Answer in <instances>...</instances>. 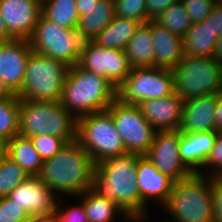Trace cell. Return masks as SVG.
I'll return each mask as SVG.
<instances>
[{
	"instance_id": "cell-45",
	"label": "cell",
	"mask_w": 222,
	"mask_h": 222,
	"mask_svg": "<svg viewBox=\"0 0 222 222\" xmlns=\"http://www.w3.org/2000/svg\"><path fill=\"white\" fill-rule=\"evenodd\" d=\"M8 157V141L0 138V164Z\"/></svg>"
},
{
	"instance_id": "cell-21",
	"label": "cell",
	"mask_w": 222,
	"mask_h": 222,
	"mask_svg": "<svg viewBox=\"0 0 222 222\" xmlns=\"http://www.w3.org/2000/svg\"><path fill=\"white\" fill-rule=\"evenodd\" d=\"M155 67L173 69L184 57L182 37L151 20Z\"/></svg>"
},
{
	"instance_id": "cell-14",
	"label": "cell",
	"mask_w": 222,
	"mask_h": 222,
	"mask_svg": "<svg viewBox=\"0 0 222 222\" xmlns=\"http://www.w3.org/2000/svg\"><path fill=\"white\" fill-rule=\"evenodd\" d=\"M137 184L141 197V221L145 219L147 202L153 200L162 205L167 203L174 180L160 172L145 155L137 159Z\"/></svg>"
},
{
	"instance_id": "cell-36",
	"label": "cell",
	"mask_w": 222,
	"mask_h": 222,
	"mask_svg": "<svg viewBox=\"0 0 222 222\" xmlns=\"http://www.w3.org/2000/svg\"><path fill=\"white\" fill-rule=\"evenodd\" d=\"M208 166L213 167L211 172H209L211 174L208 176L222 177V132H218L214 146L204 162L203 169Z\"/></svg>"
},
{
	"instance_id": "cell-41",
	"label": "cell",
	"mask_w": 222,
	"mask_h": 222,
	"mask_svg": "<svg viewBox=\"0 0 222 222\" xmlns=\"http://www.w3.org/2000/svg\"><path fill=\"white\" fill-rule=\"evenodd\" d=\"M215 131L222 132V92L218 94L215 110Z\"/></svg>"
},
{
	"instance_id": "cell-43",
	"label": "cell",
	"mask_w": 222,
	"mask_h": 222,
	"mask_svg": "<svg viewBox=\"0 0 222 222\" xmlns=\"http://www.w3.org/2000/svg\"><path fill=\"white\" fill-rule=\"evenodd\" d=\"M98 1L99 0H76L79 15H84V10L90 9L94 5H97Z\"/></svg>"
},
{
	"instance_id": "cell-28",
	"label": "cell",
	"mask_w": 222,
	"mask_h": 222,
	"mask_svg": "<svg viewBox=\"0 0 222 222\" xmlns=\"http://www.w3.org/2000/svg\"><path fill=\"white\" fill-rule=\"evenodd\" d=\"M42 14L60 27L77 29L79 13L76 0H43Z\"/></svg>"
},
{
	"instance_id": "cell-31",
	"label": "cell",
	"mask_w": 222,
	"mask_h": 222,
	"mask_svg": "<svg viewBox=\"0 0 222 222\" xmlns=\"http://www.w3.org/2000/svg\"><path fill=\"white\" fill-rule=\"evenodd\" d=\"M28 177L30 176L16 162L7 157L0 164V198L8 196Z\"/></svg>"
},
{
	"instance_id": "cell-42",
	"label": "cell",
	"mask_w": 222,
	"mask_h": 222,
	"mask_svg": "<svg viewBox=\"0 0 222 222\" xmlns=\"http://www.w3.org/2000/svg\"><path fill=\"white\" fill-rule=\"evenodd\" d=\"M30 222H60V218L55 211L45 215L32 216Z\"/></svg>"
},
{
	"instance_id": "cell-34",
	"label": "cell",
	"mask_w": 222,
	"mask_h": 222,
	"mask_svg": "<svg viewBox=\"0 0 222 222\" xmlns=\"http://www.w3.org/2000/svg\"><path fill=\"white\" fill-rule=\"evenodd\" d=\"M31 216L7 196L0 198V222H30Z\"/></svg>"
},
{
	"instance_id": "cell-23",
	"label": "cell",
	"mask_w": 222,
	"mask_h": 222,
	"mask_svg": "<svg viewBox=\"0 0 222 222\" xmlns=\"http://www.w3.org/2000/svg\"><path fill=\"white\" fill-rule=\"evenodd\" d=\"M114 18V0H99L79 17L77 31L85 41H93Z\"/></svg>"
},
{
	"instance_id": "cell-12",
	"label": "cell",
	"mask_w": 222,
	"mask_h": 222,
	"mask_svg": "<svg viewBox=\"0 0 222 222\" xmlns=\"http://www.w3.org/2000/svg\"><path fill=\"white\" fill-rule=\"evenodd\" d=\"M78 65L107 78L116 88L131 70L125 50L105 48L94 41H85Z\"/></svg>"
},
{
	"instance_id": "cell-3",
	"label": "cell",
	"mask_w": 222,
	"mask_h": 222,
	"mask_svg": "<svg viewBox=\"0 0 222 222\" xmlns=\"http://www.w3.org/2000/svg\"><path fill=\"white\" fill-rule=\"evenodd\" d=\"M116 98L117 88L107 78L78 64L69 67L60 102L75 118L105 111Z\"/></svg>"
},
{
	"instance_id": "cell-11",
	"label": "cell",
	"mask_w": 222,
	"mask_h": 222,
	"mask_svg": "<svg viewBox=\"0 0 222 222\" xmlns=\"http://www.w3.org/2000/svg\"><path fill=\"white\" fill-rule=\"evenodd\" d=\"M174 92L172 69L135 68L130 70L124 82L117 88V98L124 103L138 105L143 100L164 98Z\"/></svg>"
},
{
	"instance_id": "cell-35",
	"label": "cell",
	"mask_w": 222,
	"mask_h": 222,
	"mask_svg": "<svg viewBox=\"0 0 222 222\" xmlns=\"http://www.w3.org/2000/svg\"><path fill=\"white\" fill-rule=\"evenodd\" d=\"M192 24L202 22L216 5V0H180Z\"/></svg>"
},
{
	"instance_id": "cell-18",
	"label": "cell",
	"mask_w": 222,
	"mask_h": 222,
	"mask_svg": "<svg viewBox=\"0 0 222 222\" xmlns=\"http://www.w3.org/2000/svg\"><path fill=\"white\" fill-rule=\"evenodd\" d=\"M184 100L177 94L146 99L138 104L143 116L157 131L179 130Z\"/></svg>"
},
{
	"instance_id": "cell-25",
	"label": "cell",
	"mask_w": 222,
	"mask_h": 222,
	"mask_svg": "<svg viewBox=\"0 0 222 222\" xmlns=\"http://www.w3.org/2000/svg\"><path fill=\"white\" fill-rule=\"evenodd\" d=\"M8 157L16 162L29 176L39 175L43 159L30 138L16 135L8 141Z\"/></svg>"
},
{
	"instance_id": "cell-24",
	"label": "cell",
	"mask_w": 222,
	"mask_h": 222,
	"mask_svg": "<svg viewBox=\"0 0 222 222\" xmlns=\"http://www.w3.org/2000/svg\"><path fill=\"white\" fill-rule=\"evenodd\" d=\"M140 25L133 19L115 17L93 41L105 48L125 50Z\"/></svg>"
},
{
	"instance_id": "cell-8",
	"label": "cell",
	"mask_w": 222,
	"mask_h": 222,
	"mask_svg": "<svg viewBox=\"0 0 222 222\" xmlns=\"http://www.w3.org/2000/svg\"><path fill=\"white\" fill-rule=\"evenodd\" d=\"M76 141L95 164L126 153L112 115L107 110L77 118Z\"/></svg>"
},
{
	"instance_id": "cell-1",
	"label": "cell",
	"mask_w": 222,
	"mask_h": 222,
	"mask_svg": "<svg viewBox=\"0 0 222 222\" xmlns=\"http://www.w3.org/2000/svg\"><path fill=\"white\" fill-rule=\"evenodd\" d=\"M138 154L123 153L95 165L91 189L115 202L132 221H141V197L137 184Z\"/></svg>"
},
{
	"instance_id": "cell-6",
	"label": "cell",
	"mask_w": 222,
	"mask_h": 222,
	"mask_svg": "<svg viewBox=\"0 0 222 222\" xmlns=\"http://www.w3.org/2000/svg\"><path fill=\"white\" fill-rule=\"evenodd\" d=\"M172 72L175 93L184 101L222 92V63L213 56L184 55Z\"/></svg>"
},
{
	"instance_id": "cell-19",
	"label": "cell",
	"mask_w": 222,
	"mask_h": 222,
	"mask_svg": "<svg viewBox=\"0 0 222 222\" xmlns=\"http://www.w3.org/2000/svg\"><path fill=\"white\" fill-rule=\"evenodd\" d=\"M218 94H208L184 101L180 132L215 131Z\"/></svg>"
},
{
	"instance_id": "cell-22",
	"label": "cell",
	"mask_w": 222,
	"mask_h": 222,
	"mask_svg": "<svg viewBox=\"0 0 222 222\" xmlns=\"http://www.w3.org/2000/svg\"><path fill=\"white\" fill-rule=\"evenodd\" d=\"M131 69L155 67L151 20L142 23L125 49Z\"/></svg>"
},
{
	"instance_id": "cell-10",
	"label": "cell",
	"mask_w": 222,
	"mask_h": 222,
	"mask_svg": "<svg viewBox=\"0 0 222 222\" xmlns=\"http://www.w3.org/2000/svg\"><path fill=\"white\" fill-rule=\"evenodd\" d=\"M107 111L112 115L126 152L146 155L157 130L143 116L139 106L116 98Z\"/></svg>"
},
{
	"instance_id": "cell-44",
	"label": "cell",
	"mask_w": 222,
	"mask_h": 222,
	"mask_svg": "<svg viewBox=\"0 0 222 222\" xmlns=\"http://www.w3.org/2000/svg\"><path fill=\"white\" fill-rule=\"evenodd\" d=\"M14 38L9 34L3 19L0 16V43L9 42Z\"/></svg>"
},
{
	"instance_id": "cell-30",
	"label": "cell",
	"mask_w": 222,
	"mask_h": 222,
	"mask_svg": "<svg viewBox=\"0 0 222 222\" xmlns=\"http://www.w3.org/2000/svg\"><path fill=\"white\" fill-rule=\"evenodd\" d=\"M154 21L170 32L181 37H183L192 26L191 19L180 0L170 5L165 11L156 17Z\"/></svg>"
},
{
	"instance_id": "cell-27",
	"label": "cell",
	"mask_w": 222,
	"mask_h": 222,
	"mask_svg": "<svg viewBox=\"0 0 222 222\" xmlns=\"http://www.w3.org/2000/svg\"><path fill=\"white\" fill-rule=\"evenodd\" d=\"M77 196L82 199L88 222H112L114 216L120 213L132 221L115 202L100 197L91 188Z\"/></svg>"
},
{
	"instance_id": "cell-16",
	"label": "cell",
	"mask_w": 222,
	"mask_h": 222,
	"mask_svg": "<svg viewBox=\"0 0 222 222\" xmlns=\"http://www.w3.org/2000/svg\"><path fill=\"white\" fill-rule=\"evenodd\" d=\"M32 52L26 39L0 43V77L13 94L22 89L27 61Z\"/></svg>"
},
{
	"instance_id": "cell-38",
	"label": "cell",
	"mask_w": 222,
	"mask_h": 222,
	"mask_svg": "<svg viewBox=\"0 0 222 222\" xmlns=\"http://www.w3.org/2000/svg\"><path fill=\"white\" fill-rule=\"evenodd\" d=\"M214 221L222 222V177H211Z\"/></svg>"
},
{
	"instance_id": "cell-33",
	"label": "cell",
	"mask_w": 222,
	"mask_h": 222,
	"mask_svg": "<svg viewBox=\"0 0 222 222\" xmlns=\"http://www.w3.org/2000/svg\"><path fill=\"white\" fill-rule=\"evenodd\" d=\"M30 139L43 160L53 157L67 144L62 138L47 134L32 136Z\"/></svg>"
},
{
	"instance_id": "cell-9",
	"label": "cell",
	"mask_w": 222,
	"mask_h": 222,
	"mask_svg": "<svg viewBox=\"0 0 222 222\" xmlns=\"http://www.w3.org/2000/svg\"><path fill=\"white\" fill-rule=\"evenodd\" d=\"M33 52L60 60L69 67L78 64L85 40L77 29H66L40 14L28 39Z\"/></svg>"
},
{
	"instance_id": "cell-15",
	"label": "cell",
	"mask_w": 222,
	"mask_h": 222,
	"mask_svg": "<svg viewBox=\"0 0 222 222\" xmlns=\"http://www.w3.org/2000/svg\"><path fill=\"white\" fill-rule=\"evenodd\" d=\"M41 13L40 0H0V16L14 39L28 40Z\"/></svg>"
},
{
	"instance_id": "cell-4",
	"label": "cell",
	"mask_w": 222,
	"mask_h": 222,
	"mask_svg": "<svg viewBox=\"0 0 222 222\" xmlns=\"http://www.w3.org/2000/svg\"><path fill=\"white\" fill-rule=\"evenodd\" d=\"M77 118L60 101L21 99L19 132L23 137L51 135L66 143L76 141Z\"/></svg>"
},
{
	"instance_id": "cell-48",
	"label": "cell",
	"mask_w": 222,
	"mask_h": 222,
	"mask_svg": "<svg viewBox=\"0 0 222 222\" xmlns=\"http://www.w3.org/2000/svg\"><path fill=\"white\" fill-rule=\"evenodd\" d=\"M217 3L222 4V0H216Z\"/></svg>"
},
{
	"instance_id": "cell-29",
	"label": "cell",
	"mask_w": 222,
	"mask_h": 222,
	"mask_svg": "<svg viewBox=\"0 0 222 222\" xmlns=\"http://www.w3.org/2000/svg\"><path fill=\"white\" fill-rule=\"evenodd\" d=\"M21 99L17 94L0 99V138L10 141L19 132Z\"/></svg>"
},
{
	"instance_id": "cell-46",
	"label": "cell",
	"mask_w": 222,
	"mask_h": 222,
	"mask_svg": "<svg viewBox=\"0 0 222 222\" xmlns=\"http://www.w3.org/2000/svg\"><path fill=\"white\" fill-rule=\"evenodd\" d=\"M213 57L222 63V36L217 40Z\"/></svg>"
},
{
	"instance_id": "cell-40",
	"label": "cell",
	"mask_w": 222,
	"mask_h": 222,
	"mask_svg": "<svg viewBox=\"0 0 222 222\" xmlns=\"http://www.w3.org/2000/svg\"><path fill=\"white\" fill-rule=\"evenodd\" d=\"M178 0H146L147 21L154 20Z\"/></svg>"
},
{
	"instance_id": "cell-5",
	"label": "cell",
	"mask_w": 222,
	"mask_h": 222,
	"mask_svg": "<svg viewBox=\"0 0 222 222\" xmlns=\"http://www.w3.org/2000/svg\"><path fill=\"white\" fill-rule=\"evenodd\" d=\"M163 207L175 222H215L211 177L193 173L174 182Z\"/></svg>"
},
{
	"instance_id": "cell-39",
	"label": "cell",
	"mask_w": 222,
	"mask_h": 222,
	"mask_svg": "<svg viewBox=\"0 0 222 222\" xmlns=\"http://www.w3.org/2000/svg\"><path fill=\"white\" fill-rule=\"evenodd\" d=\"M213 34L220 38L222 36V4L216 3L209 15L203 20Z\"/></svg>"
},
{
	"instance_id": "cell-2",
	"label": "cell",
	"mask_w": 222,
	"mask_h": 222,
	"mask_svg": "<svg viewBox=\"0 0 222 222\" xmlns=\"http://www.w3.org/2000/svg\"><path fill=\"white\" fill-rule=\"evenodd\" d=\"M95 165L88 152L73 141L53 157L43 160L38 178L56 194L75 197L92 187Z\"/></svg>"
},
{
	"instance_id": "cell-32",
	"label": "cell",
	"mask_w": 222,
	"mask_h": 222,
	"mask_svg": "<svg viewBox=\"0 0 222 222\" xmlns=\"http://www.w3.org/2000/svg\"><path fill=\"white\" fill-rule=\"evenodd\" d=\"M115 17L147 22L146 0H114Z\"/></svg>"
},
{
	"instance_id": "cell-7",
	"label": "cell",
	"mask_w": 222,
	"mask_h": 222,
	"mask_svg": "<svg viewBox=\"0 0 222 222\" xmlns=\"http://www.w3.org/2000/svg\"><path fill=\"white\" fill-rule=\"evenodd\" d=\"M68 70L64 62L32 52L17 96L25 100L60 101Z\"/></svg>"
},
{
	"instance_id": "cell-20",
	"label": "cell",
	"mask_w": 222,
	"mask_h": 222,
	"mask_svg": "<svg viewBox=\"0 0 222 222\" xmlns=\"http://www.w3.org/2000/svg\"><path fill=\"white\" fill-rule=\"evenodd\" d=\"M217 134L218 131L180 132V158L192 173L199 175L202 173L198 168L203 167L214 146Z\"/></svg>"
},
{
	"instance_id": "cell-26",
	"label": "cell",
	"mask_w": 222,
	"mask_h": 222,
	"mask_svg": "<svg viewBox=\"0 0 222 222\" xmlns=\"http://www.w3.org/2000/svg\"><path fill=\"white\" fill-rule=\"evenodd\" d=\"M217 40L204 21L192 24L182 37L184 55L212 57Z\"/></svg>"
},
{
	"instance_id": "cell-47",
	"label": "cell",
	"mask_w": 222,
	"mask_h": 222,
	"mask_svg": "<svg viewBox=\"0 0 222 222\" xmlns=\"http://www.w3.org/2000/svg\"><path fill=\"white\" fill-rule=\"evenodd\" d=\"M12 95L13 93L8 89L0 77V99L10 98Z\"/></svg>"
},
{
	"instance_id": "cell-37",
	"label": "cell",
	"mask_w": 222,
	"mask_h": 222,
	"mask_svg": "<svg viewBox=\"0 0 222 222\" xmlns=\"http://www.w3.org/2000/svg\"><path fill=\"white\" fill-rule=\"evenodd\" d=\"M59 207L57 202L56 212L60 218V222H88L85 207L81 201L79 205L73 207L70 206L67 210H62V207Z\"/></svg>"
},
{
	"instance_id": "cell-17",
	"label": "cell",
	"mask_w": 222,
	"mask_h": 222,
	"mask_svg": "<svg viewBox=\"0 0 222 222\" xmlns=\"http://www.w3.org/2000/svg\"><path fill=\"white\" fill-rule=\"evenodd\" d=\"M55 194L42 183L38 176H30L14 188L7 197L32 217L55 212L57 206Z\"/></svg>"
},
{
	"instance_id": "cell-13",
	"label": "cell",
	"mask_w": 222,
	"mask_h": 222,
	"mask_svg": "<svg viewBox=\"0 0 222 222\" xmlns=\"http://www.w3.org/2000/svg\"><path fill=\"white\" fill-rule=\"evenodd\" d=\"M179 146V130L157 131L154 141L145 155L160 172L167 174L175 182L193 174L182 162Z\"/></svg>"
}]
</instances>
